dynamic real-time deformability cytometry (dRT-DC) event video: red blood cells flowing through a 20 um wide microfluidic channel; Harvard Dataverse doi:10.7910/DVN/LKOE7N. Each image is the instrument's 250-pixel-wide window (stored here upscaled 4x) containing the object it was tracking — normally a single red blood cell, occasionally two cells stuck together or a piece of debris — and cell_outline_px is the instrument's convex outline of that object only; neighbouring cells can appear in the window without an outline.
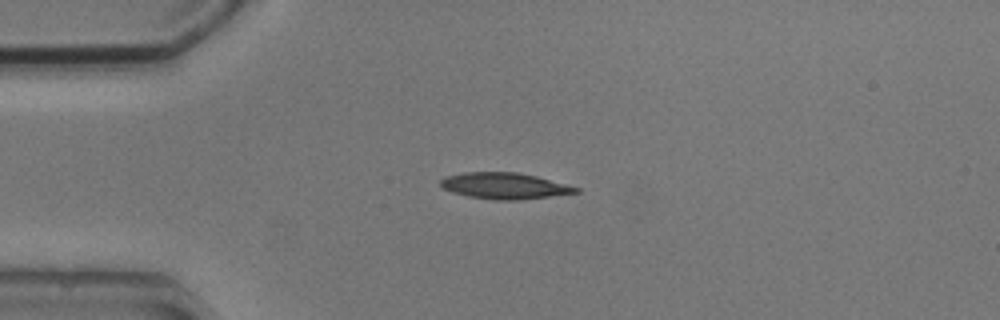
{"species": "common noctule bat (a hibernating species)", "species_latin": "Nyctalus noctula", "temperature_condition": "cold", "stored_images_in_passage": 7, "camera_frame_rate_fps": 3000, "um_per_image_px": 0.085, "animal": {"sex": "male", "body_mass_g": 20.5, "forearm_length_mm": 52.5}, "frame": {"image": 1, "passage_image": 3, "time_ms": 2.333, "image_size_px": [1000, 320], "cell_outline_px": [[580, 192], [520, 200], [492, 200], [468, 196], [452, 192], [444, 188], [440, 184], [440, 180], [444, 176], [464, 172], [516, 172], [536, 176], [580, 188]], "centroid_in_image_um": [42.86, 15.79], "position_along_channel_um": 42.1, "area_um2": 20.63}}